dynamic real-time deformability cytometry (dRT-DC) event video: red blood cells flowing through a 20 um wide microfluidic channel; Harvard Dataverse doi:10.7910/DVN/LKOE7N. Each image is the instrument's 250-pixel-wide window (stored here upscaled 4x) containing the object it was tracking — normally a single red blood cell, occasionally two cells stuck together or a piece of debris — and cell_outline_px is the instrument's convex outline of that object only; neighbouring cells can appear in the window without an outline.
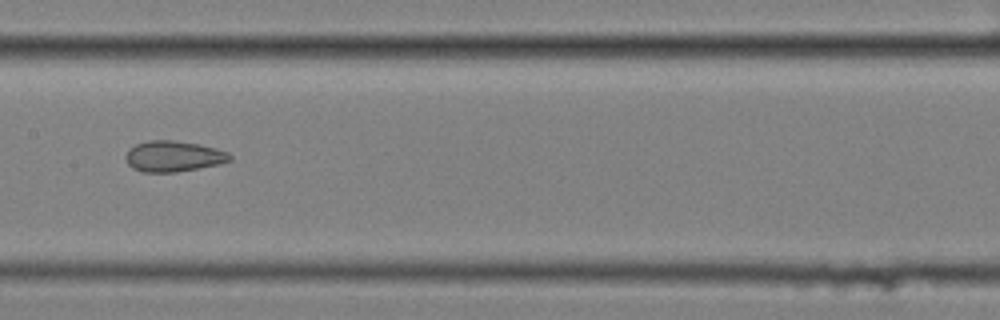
{"species": "common noctule bat (a hibernating species)", "species_latin": "Nyctalus noctula", "temperature_condition": "cold", "stored_images_in_passage": 13, "camera_frame_rate_fps": 3000, "um_per_image_px": 0.085, "animal": {"sex": "female", "body_mass_g": 25.1}, "frame": {"image": 1, "passage_image": 6, "time_ms": 1.667, "image_size_px": [1000, 320], "cell_outline_px": [[232, 160], [220, 164], [176, 172], [140, 172], [132, 168], [128, 164], [124, 156], [128, 148], [136, 144], [148, 140], [172, 140], [200, 144], [216, 148], [228, 152], [232, 156]], "centroid_in_image_um": [14.72, 13.28], "position_along_channel_um": 192.7, "area_um2": 18.96}}
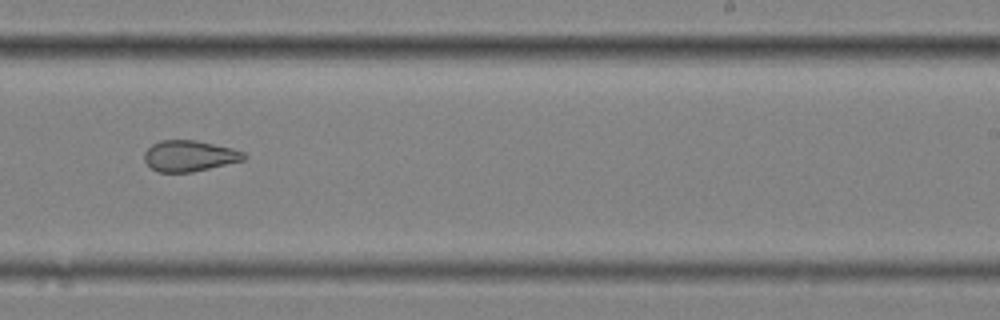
{"frame": {"image": 2, "passage_image": 8, "time_ms": 2.333, "image_size_px": [1000, 320], "cell_outline_px": [[248, 156], [244, 160], [192, 172], [156, 172], [144, 160], [144, 152], [152, 144], [160, 140], [196, 140], [232, 148], [244, 152]], "centroid_in_image_um": [16.1, 13.25], "position_along_channel_um": 272.9, "area_um2": 17.98}}